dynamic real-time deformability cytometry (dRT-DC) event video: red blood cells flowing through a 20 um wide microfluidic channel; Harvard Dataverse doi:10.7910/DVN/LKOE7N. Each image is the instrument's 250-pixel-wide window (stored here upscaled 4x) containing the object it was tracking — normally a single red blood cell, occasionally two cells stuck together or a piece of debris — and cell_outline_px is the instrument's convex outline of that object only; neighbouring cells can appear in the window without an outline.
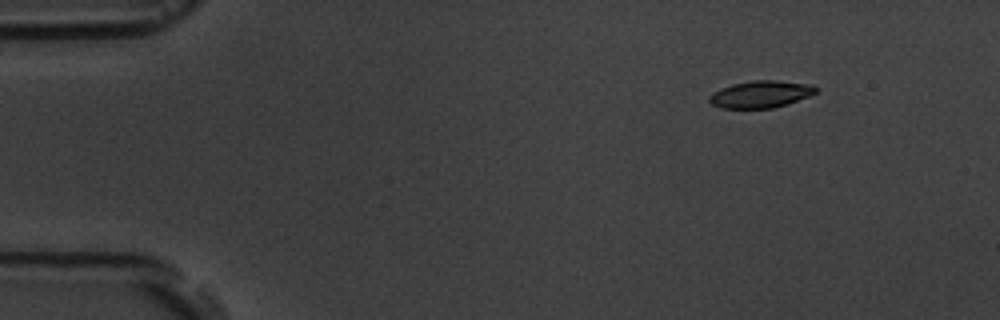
{"species": "common noctule bat (a hibernating species)", "species_latin": "Nyctalus noctula", "temperature_condition": "room temperature", "stored_images_in_passage": 5, "camera_frame_rate_fps": 3000, "um_per_image_px": 0.085, "animal": {"sex": "male", "body_mass_g": 19.5, "forearm_length_mm": 54.6}, "frame": {"image": 1, "passage_image": 2, "time_ms": 1.0, "image_size_px": [1000, 320], "cell_outline_px": [[816, 92], [808, 96], [772, 108], [720, 108], [712, 104], [708, 100], [708, 96], [720, 88], [732, 84], [752, 80], [776, 80], [812, 84], [816, 88]], "centroid_in_image_um": [64.61, 8.0], "position_along_channel_um": 20.4, "area_um2": 16.65}}
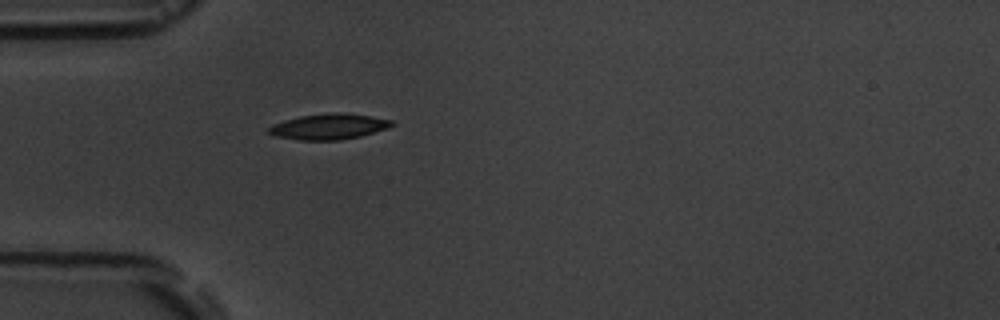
{"frame": {"image": 2, "passage_image": 5, "time_ms": 4.333, "image_size_px": [1000, 320], "cell_outline_px": [[396, 124], [388, 128], [360, 136], [340, 140], [300, 140], [276, 136], [268, 132], [268, 128], [272, 124], [300, 116], [336, 112], [340, 112], [372, 116], [392, 120]], "centroid_in_image_um": [27.98, 10.76], "position_along_channel_um": 57.0, "area_um2": 18.32}}